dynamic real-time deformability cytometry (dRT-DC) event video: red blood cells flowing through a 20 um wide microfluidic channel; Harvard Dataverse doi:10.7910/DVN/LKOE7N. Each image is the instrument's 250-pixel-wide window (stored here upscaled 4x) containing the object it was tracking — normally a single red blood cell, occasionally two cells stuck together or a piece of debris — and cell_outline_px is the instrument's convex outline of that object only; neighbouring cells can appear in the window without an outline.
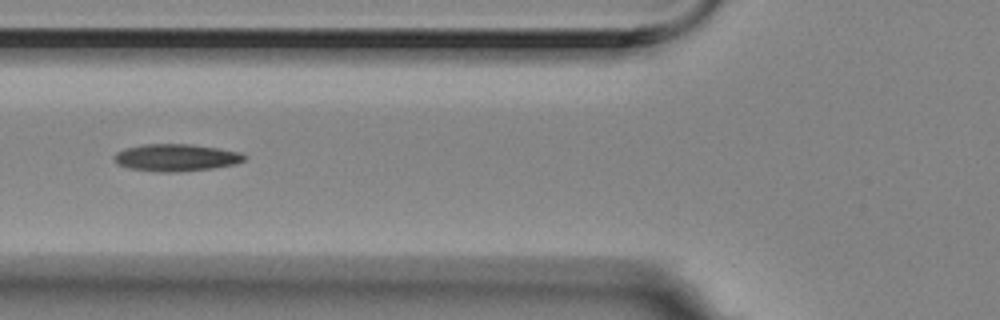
{"species": "Egyptian fruit bat (a non-hibernating species)", "species_latin": "Rousettus aegyptiacus", "temperature_condition": "room temperature", "stored_images_in_passage": 6, "camera_frame_rate_fps": 3000, "um_per_image_px": 0.085, "animal": {"sex": "female"}, "frame": {"image": 1, "passage_image": 5, "time_ms": 1.333, "image_size_px": [1000, 320], "cell_outline_px": [[248, 156], [244, 160], [236, 164], [212, 168], [172, 172], [156, 172], [128, 168], [120, 164], [112, 156], [116, 152], [124, 148], [144, 144], [192, 144], [220, 148], [244, 152]], "centroid_in_image_um": [15.01, 13.38], "position_along_channel_um": 110.8, "area_um2": 20.81}}
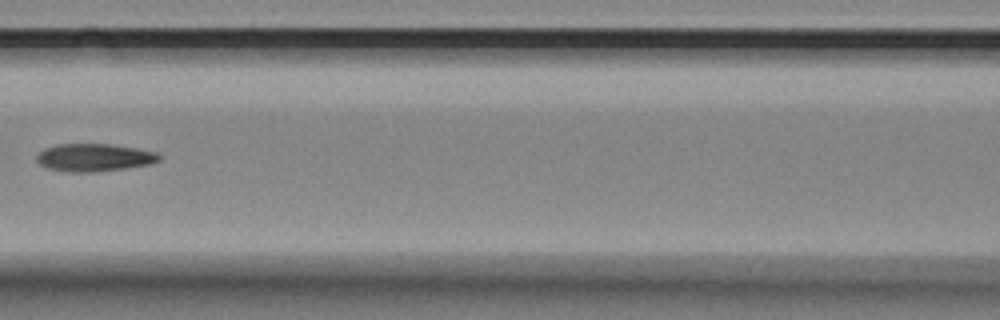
{"frame": {"image": 2, "passage_image": 6, "time_ms": 1.667, "image_size_px": [1000, 320], "cell_outline_px": [[160, 160], [152, 164], [124, 168], [92, 172], [72, 172], [48, 168], [40, 164], [36, 160], [36, 156], [44, 148], [56, 144], [112, 144], [160, 152]], "centroid_in_image_um": [8.04, 13.38], "position_along_channel_um": 158.6, "area_um2": 19.83}}